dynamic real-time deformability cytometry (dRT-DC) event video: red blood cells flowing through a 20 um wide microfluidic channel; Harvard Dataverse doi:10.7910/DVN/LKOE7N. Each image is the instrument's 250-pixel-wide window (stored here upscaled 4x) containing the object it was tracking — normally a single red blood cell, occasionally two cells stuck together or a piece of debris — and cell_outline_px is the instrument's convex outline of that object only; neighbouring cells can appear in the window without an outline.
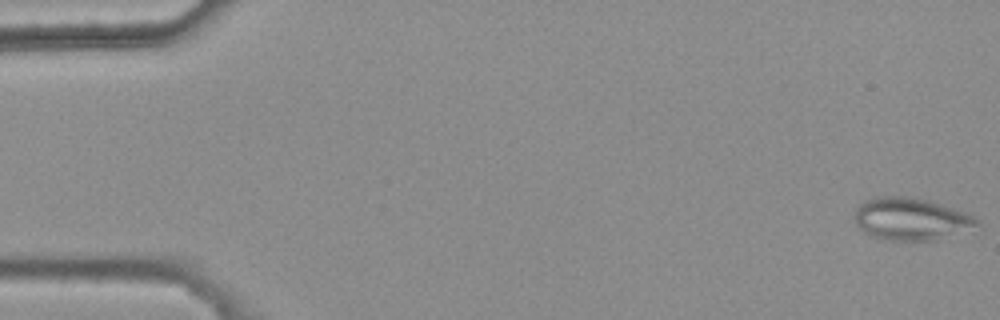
{"species": "common noctule bat (a hibernating species)", "species_latin": "Nyctalus noctula", "temperature_condition": "warm", "stored_images_in_passage": 5, "camera_frame_rate_fps": 3000, "um_per_image_px": 0.085, "animal": {"sex": "female", "body_mass_g": 25.1}, "frame": {"image": 1, "passage_image": 1, "time_ms": 0.0, "image_size_px": [1000, 320], "cell_outline_px": [[980, 224], [940, 240], [888, 240], [872, 236], [864, 232], [856, 224], [852, 216], [856, 208], [864, 200], [880, 196], [908, 196], [928, 200], [968, 212], [980, 220]], "centroid_in_image_um": [77.42, 18.6], "position_along_channel_um": 7.6, "area_um2": 30.46}}